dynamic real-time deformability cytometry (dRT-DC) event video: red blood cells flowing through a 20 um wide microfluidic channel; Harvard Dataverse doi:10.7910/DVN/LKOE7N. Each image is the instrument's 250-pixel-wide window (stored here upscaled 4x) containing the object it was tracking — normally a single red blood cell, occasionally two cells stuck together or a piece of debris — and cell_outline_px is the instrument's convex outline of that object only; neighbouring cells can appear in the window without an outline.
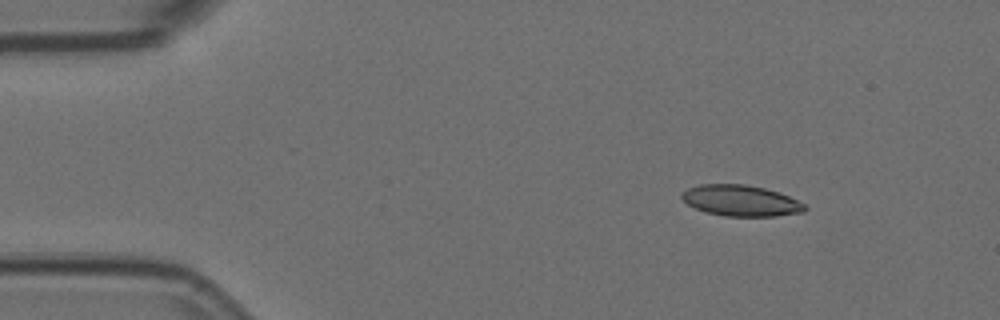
{"species": "Egyptian fruit bat (a non-hibernating species)", "species_latin": "Rousettus aegyptiacus", "temperature_condition": "room temperature", "stored_images_in_passage": 5, "camera_frame_rate_fps": 3000, "um_per_image_px": 0.085, "animal": {"sex": "female"}, "frame": {"image": 1, "passage_image": 1, "time_ms": 0.0, "image_size_px": [1000, 320], "cell_outline_px": [[808, 208], [804, 212], [776, 216], [724, 216], [704, 212], [688, 204], [680, 196], [680, 192], [688, 188], [700, 184], [744, 184], [764, 188], [780, 192], [804, 204]], "centroid_in_image_um": [62.96, 17.05], "position_along_channel_um": 22.0, "area_um2": 22.31}}
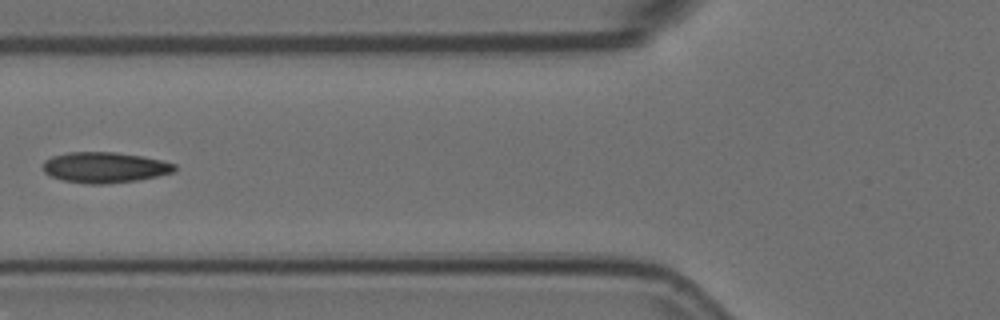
{"frame": {"image": 2, "passage_image": 4, "time_ms": 1.0, "image_size_px": [1000, 320], "cell_outline_px": [[176, 172], [136, 180], [104, 184], [88, 184], [64, 180], [52, 176], [44, 172], [44, 160], [52, 156], [68, 152], [116, 152], [144, 156], [176, 164]], "centroid_in_image_um": [8.92, 14.22], "position_along_channel_um": 116.9, "area_um2": 23.47}}
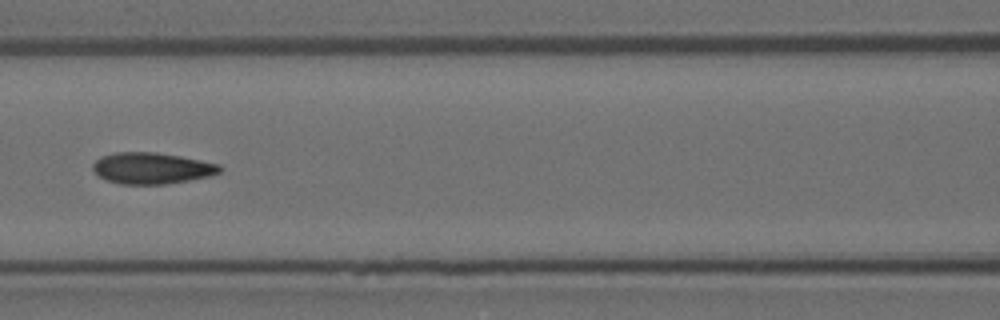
{"frame": {"image": 3, "passage_image": 5, "time_ms": 1.333, "image_size_px": [1000, 320], "cell_outline_px": [[224, 168], [220, 172], [208, 176], [168, 184], [120, 184], [96, 176], [92, 168], [92, 164], [100, 156], [116, 152], [156, 152], [180, 156], [220, 164]], "centroid_in_image_um": [12.88, 14.29], "position_along_channel_um": 153.7, "area_um2": 23.29}}